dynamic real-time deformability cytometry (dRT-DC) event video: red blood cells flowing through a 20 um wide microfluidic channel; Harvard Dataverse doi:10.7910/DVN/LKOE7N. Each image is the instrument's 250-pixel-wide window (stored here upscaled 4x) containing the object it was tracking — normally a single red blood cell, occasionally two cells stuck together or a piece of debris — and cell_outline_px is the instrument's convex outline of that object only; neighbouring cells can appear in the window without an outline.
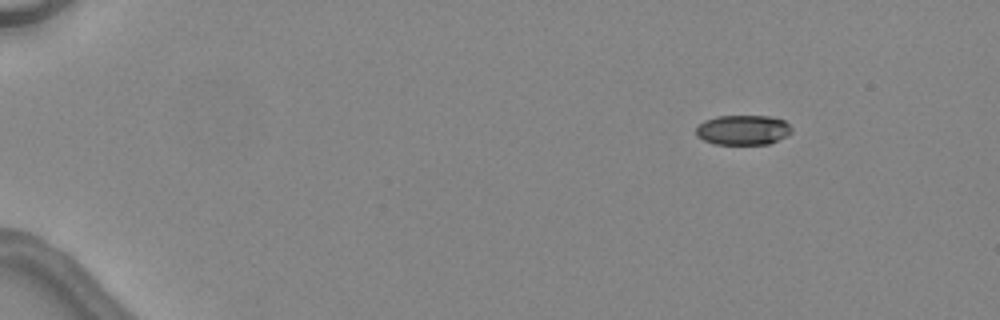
{"species": "common noctule bat (a hibernating species)", "species_latin": "Nyctalus noctula", "temperature_condition": "warm", "stored_images_in_passage": 3, "camera_frame_rate_fps": 3000, "um_per_image_px": 0.085, "animal": {"sex": "female", "body_mass_g": 24.6, "forearm_length_mm": 56.2}, "frame": {"image": 1, "passage_image": 1, "time_ms": 0.0, "image_size_px": [1000, 320], "cell_outline_px": [[792, 132], [788, 136], [768, 144], [716, 144], [704, 140], [696, 136], [696, 128], [704, 120], [716, 116], [768, 116], [784, 120], [792, 128]], "centroid_in_image_um": [63.16, 11.04], "position_along_channel_um": 21.8, "area_um2": 16.7}}
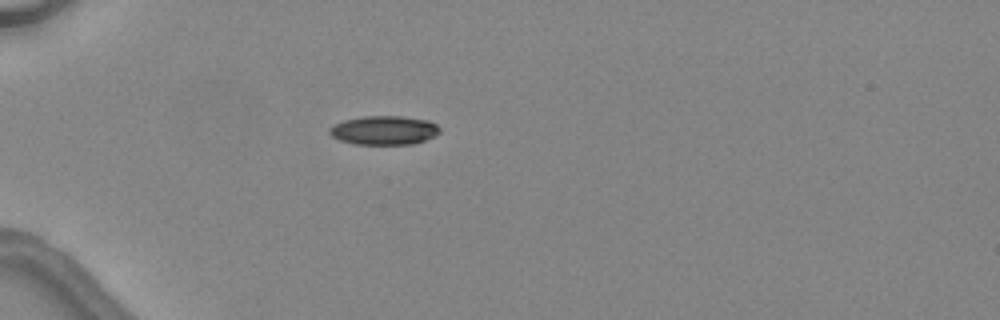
{"frame": {"image": 2, "passage_image": 3, "time_ms": 3.0, "image_size_px": [1000, 320], "cell_outline_px": [[440, 132], [436, 136], [412, 144], [356, 144], [340, 140], [332, 136], [328, 132], [328, 128], [332, 124], [344, 120], [364, 116], [400, 116], [428, 120], [436, 124], [440, 128]], "centroid_in_image_um": [32.63, 11.07], "position_along_channel_um": 52.4, "area_um2": 18.67}}